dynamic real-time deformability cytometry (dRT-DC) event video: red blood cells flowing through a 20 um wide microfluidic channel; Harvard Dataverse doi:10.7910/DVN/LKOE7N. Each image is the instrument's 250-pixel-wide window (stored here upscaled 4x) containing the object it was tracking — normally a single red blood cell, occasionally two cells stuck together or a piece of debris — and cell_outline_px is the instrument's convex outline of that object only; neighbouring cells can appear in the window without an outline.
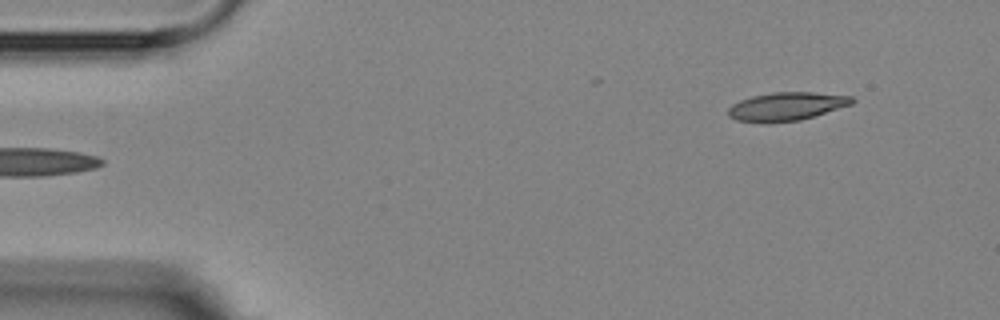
{"species": "Egyptian fruit bat (a non-hibernating species)", "species_latin": "Rousettus aegyptiacus", "temperature_condition": "room temperature", "stored_images_in_passage": 4, "segment_of_instrument_passage": [2, 2], "camera_frame_rate_fps": 3000, "um_per_image_px": 0.085, "animal": {"sex": "female"}, "frame": {"image": 1, "passage_image": 4, "time_ms": 3.667, "image_size_px": [1000, 320], "cell_outline_px": [[856, 100], [852, 104], [800, 120], [768, 124], [736, 120], [728, 116], [728, 108], [732, 104], [740, 100], [752, 96], [772, 92], [812, 92], [852, 96]], "centroid_in_image_um": [66.82, 9.05], "position_along_channel_um": 18.2, "area_um2": 20.63}}